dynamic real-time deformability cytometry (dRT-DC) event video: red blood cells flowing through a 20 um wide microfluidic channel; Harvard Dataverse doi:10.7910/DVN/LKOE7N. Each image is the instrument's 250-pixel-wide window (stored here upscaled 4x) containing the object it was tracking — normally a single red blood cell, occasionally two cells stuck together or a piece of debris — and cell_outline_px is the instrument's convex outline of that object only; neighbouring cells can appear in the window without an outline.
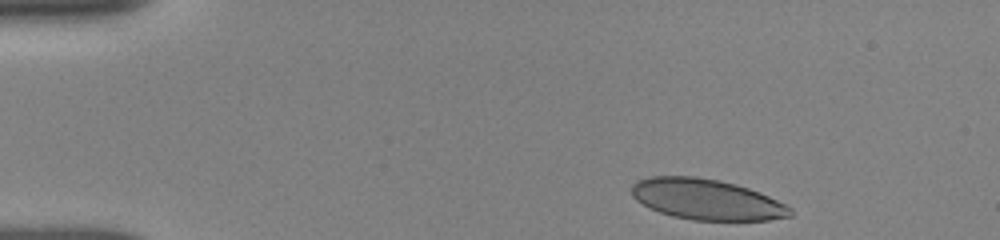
{"species": "human", "species_latin": "Homo sapiens", "temperature_condition": "room temperature", "stored_images_in_passage": 18, "camera_frame_rate_fps": 3000, "um_per_image_px": 0.085, "donor": {"sex": "female"}, "frame": {"image": 1, "passage_image": 1, "time_ms": 0.0, "image_size_px": [1000, 240], "cell_outline_px": [[792, 216], [768, 220], [692, 220], [672, 216], [660, 212], [636, 200], [632, 196], [632, 184], [636, 180], [652, 176], [696, 176], [736, 184], [760, 192], [792, 208]], "centroid_in_image_um": [60.05, 16.95], "position_along_channel_um": 24.9, "area_um2": 37.45}}
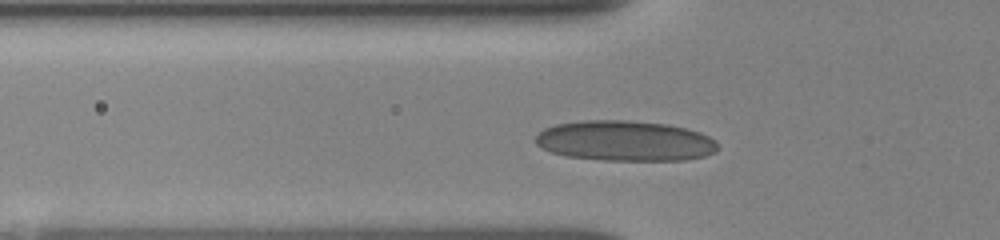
{"frame": {"image": 2, "passage_image": 11, "time_ms": 3.333, "image_size_px": [1000, 240], "cell_outline_px": [[716, 148], [712, 152], [704, 156], [688, 160], [604, 160], [564, 156], [552, 152], [536, 144], [536, 136], [544, 128], [556, 124], [580, 120], [624, 120], [664, 124], [684, 128], [700, 132], [716, 140]], "centroid_in_image_um": [53.1, 11.97], "position_along_channel_um": 72.7, "area_um2": 42.66}}
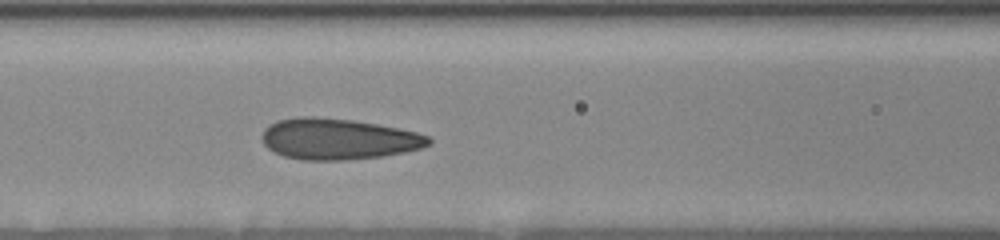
{"frame": {"image": 3, "passage_image": 16, "time_ms": 5.0, "image_size_px": [1000, 240], "cell_outline_px": [[432, 144], [420, 148], [404, 152], [384, 156], [348, 160], [304, 160], [284, 156], [268, 148], [264, 144], [260, 136], [264, 128], [268, 124], [276, 120], [296, 116], [312, 116], [352, 120], [376, 124], [416, 132], [428, 136], [432, 140]], "centroid_in_image_um": [28.71, 11.81], "position_along_channel_um": 137.9, "area_um2": 40.06}}